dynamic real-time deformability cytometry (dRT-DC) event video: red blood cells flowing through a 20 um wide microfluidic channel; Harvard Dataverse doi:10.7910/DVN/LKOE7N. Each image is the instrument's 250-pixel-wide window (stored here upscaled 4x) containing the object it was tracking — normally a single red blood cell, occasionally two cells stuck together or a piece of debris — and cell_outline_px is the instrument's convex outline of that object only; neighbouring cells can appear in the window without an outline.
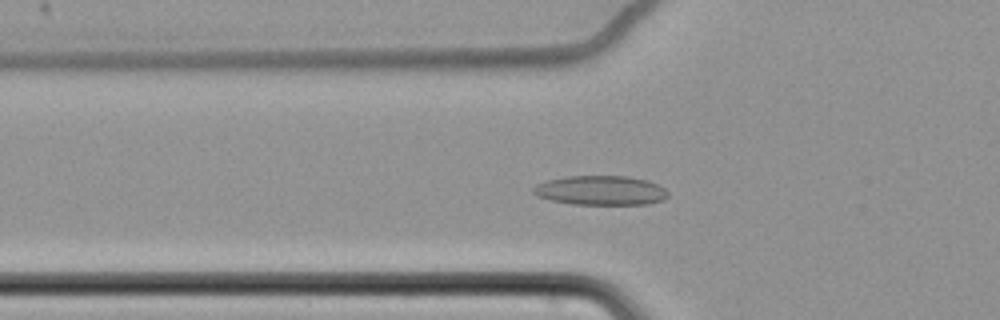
{"species": "common noctule bat (a hibernating species)", "species_latin": "Nyctalus noctula", "temperature_condition": "cold", "stored_images_in_passage": 64, "camera_frame_rate_fps": 3000, "um_per_image_px": 0.085, "animal": {"sex": "female", "body_mass_g": 22.7, "forearm_length_mm": 54.2}, "frame": {"image": 1, "passage_image": 25, "time_ms": 8.0, "image_size_px": [1000, 320], "cell_outline_px": [[668, 196], [664, 200], [648, 204], [572, 204], [552, 200], [536, 196], [532, 192], [532, 188], [536, 184], [548, 180], [564, 176], [628, 176], [648, 180], [664, 188], [668, 192]], "centroid_in_image_um": [51.05, 16.18], "position_along_channel_um": 74.7, "area_um2": 23.18}}
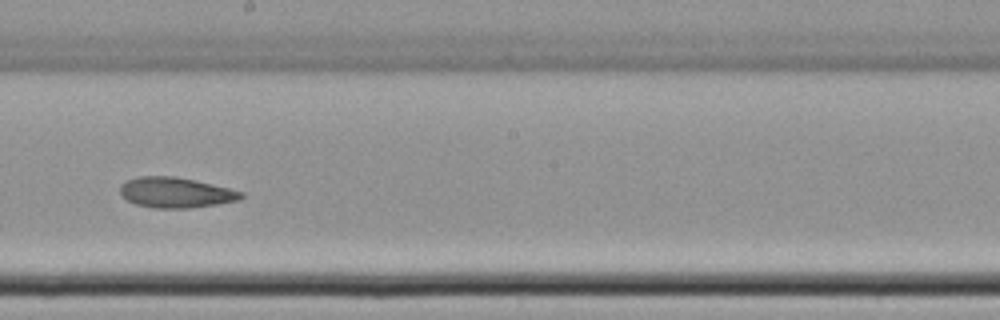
{"frame": {"image": 2, "passage_image": 39, "time_ms": 12.667, "image_size_px": [1000, 320], "cell_outline_px": [[244, 196], [240, 200], [216, 204], [188, 208], [152, 208], [136, 204], [128, 200], [120, 192], [120, 184], [128, 180], [140, 176], [172, 176], [192, 180], [228, 188], [244, 192]], "centroid_in_image_um": [14.93, 16.37], "position_along_channel_um": 233.3, "area_um2": 21.15}}
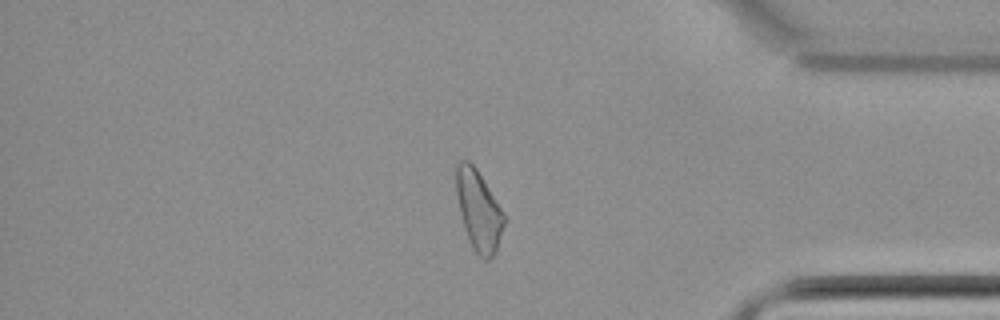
{"frame": {"image": 3, "passage_image": 55, "time_ms": 18.0, "image_size_px": [1000, 320], "cell_outline_px": [[504, 224], [496, 252], [488, 260], [484, 260], [476, 252], [468, 236], [460, 212], [456, 192], [456, 164], [460, 160], [468, 160], [476, 168], [504, 212]], "centroid_in_image_um": [40.69, 17.86], "position_along_channel_um": 394.5, "area_um2": 21.91}, "authors_computed_cell_mechanics": {"area_um2": 23.3223, "velocity_mm_per_s": 3.436, "shape_relaxation_time_tau1_ms": null, "shape_relaxation_time_tau2_ms": 3.7785, "deformation_change_tau1": null, "deformation_change_tau2": 0.0906}}